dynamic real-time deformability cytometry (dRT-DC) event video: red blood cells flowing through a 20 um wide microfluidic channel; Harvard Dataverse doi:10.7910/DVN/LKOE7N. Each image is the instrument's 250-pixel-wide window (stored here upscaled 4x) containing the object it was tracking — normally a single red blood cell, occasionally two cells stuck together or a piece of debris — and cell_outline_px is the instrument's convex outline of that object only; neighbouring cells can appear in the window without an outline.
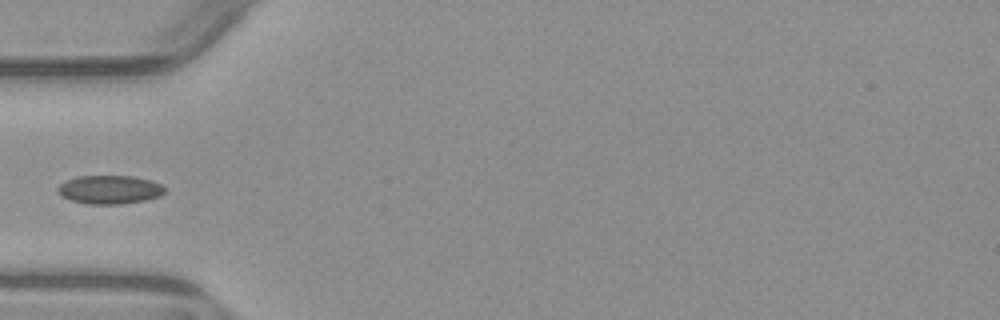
{"species": "common noctule bat (a hibernating species)", "species_latin": "Nyctalus noctula", "temperature_condition": "warm", "stored_images_in_passage": 6, "camera_frame_rate_fps": 3000, "um_per_image_px": 0.085, "animal": {"sex": "male", "body_mass_g": 23.1, "forearm_length_mm": 52.7}, "frame": {"image": 1, "passage_image": 5, "time_ms": 5.0, "image_size_px": [1000, 320], "cell_outline_px": [[164, 192], [160, 196], [144, 200], [120, 204], [88, 204], [72, 200], [64, 196], [56, 188], [60, 184], [76, 176], [132, 176], [152, 180], [160, 184], [164, 188]], "centroid_in_image_um": [9.34, 16.11], "position_along_channel_um": 75.7, "area_um2": 17.57}}
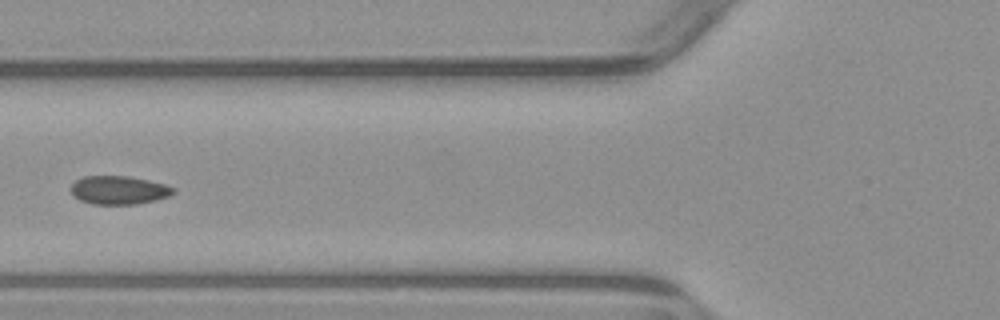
{"frame": {"image": 2, "passage_image": 6, "time_ms": 6.0, "image_size_px": [1000, 320], "cell_outline_px": [[176, 192], [168, 196], [156, 200], [136, 204], [92, 204], [80, 200], [72, 196], [72, 184], [76, 180], [84, 176], [128, 176], [148, 180], [164, 184], [176, 188]], "centroid_in_image_um": [10.11, 16.16], "position_along_channel_um": 115.7, "area_um2": 16.99}}